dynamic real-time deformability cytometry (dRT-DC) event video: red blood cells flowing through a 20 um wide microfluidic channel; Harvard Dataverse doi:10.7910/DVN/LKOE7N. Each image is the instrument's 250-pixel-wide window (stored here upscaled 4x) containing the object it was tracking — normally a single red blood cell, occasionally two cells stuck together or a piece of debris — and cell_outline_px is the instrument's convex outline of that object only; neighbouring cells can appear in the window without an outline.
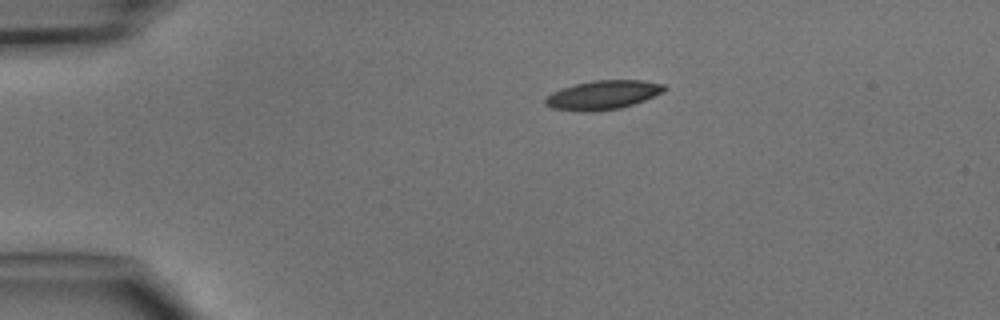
{"species": "common noctule bat (a hibernating species)", "species_latin": "Nyctalus noctula", "temperature_condition": "cold", "stored_images_in_passage": 39, "camera_frame_rate_fps": 3000, "um_per_image_px": 0.085, "animal": {"sex": "male", "body_mass_g": 15.6}, "frame": {"image": 1, "passage_image": 1, "time_ms": 0.0, "image_size_px": [1000, 320], "cell_outline_px": [[668, 88], [664, 92], [644, 100], [620, 108], [592, 112], [580, 112], [552, 108], [544, 104], [544, 100], [552, 92], [560, 88], [592, 80], [644, 80], [664, 84]], "centroid_in_image_um": [51.25, 8.07], "position_along_channel_um": 33.8, "area_um2": 20.29}}
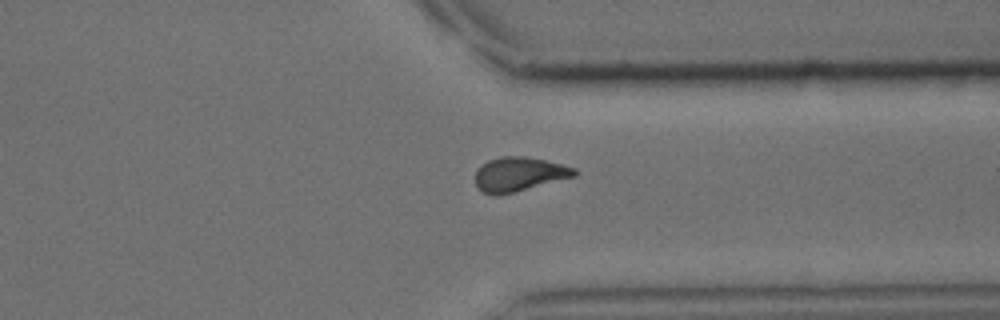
{"frame": {"image": 2, "passage_image": 28, "time_ms": 9.0, "image_size_px": [1000, 320], "cell_outline_px": [[576, 176], [496, 196], [492, 196], [484, 192], [476, 184], [476, 168], [480, 164], [488, 160], [500, 156], [524, 156], [544, 160], [576, 168]], "centroid_in_image_um": [44.08, 14.79], "position_along_channel_um": 367.3, "area_um2": 19.59}}
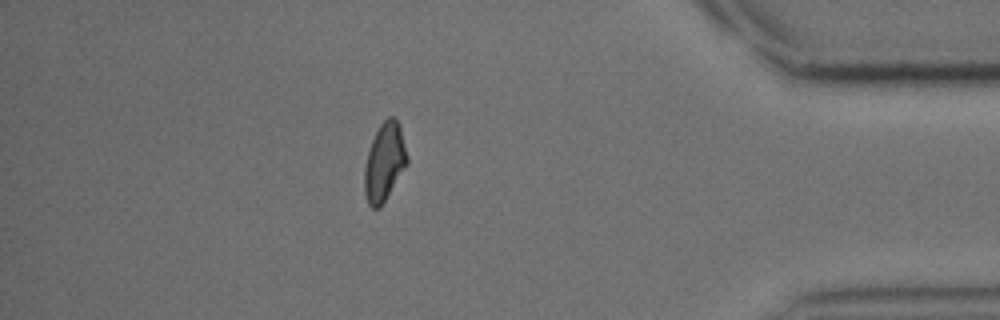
{"frame": {"image": 3, "passage_image": 33, "time_ms": 10.667, "image_size_px": [1000, 320], "cell_outline_px": [[408, 164], [380, 208], [372, 208], [368, 204], [364, 192], [364, 168], [368, 152], [372, 140], [380, 124], [388, 116], [392, 116], [400, 124], [408, 156]], "centroid_in_image_um": [32.69, 13.78], "position_along_channel_um": 402.5, "area_um2": 19.54}}